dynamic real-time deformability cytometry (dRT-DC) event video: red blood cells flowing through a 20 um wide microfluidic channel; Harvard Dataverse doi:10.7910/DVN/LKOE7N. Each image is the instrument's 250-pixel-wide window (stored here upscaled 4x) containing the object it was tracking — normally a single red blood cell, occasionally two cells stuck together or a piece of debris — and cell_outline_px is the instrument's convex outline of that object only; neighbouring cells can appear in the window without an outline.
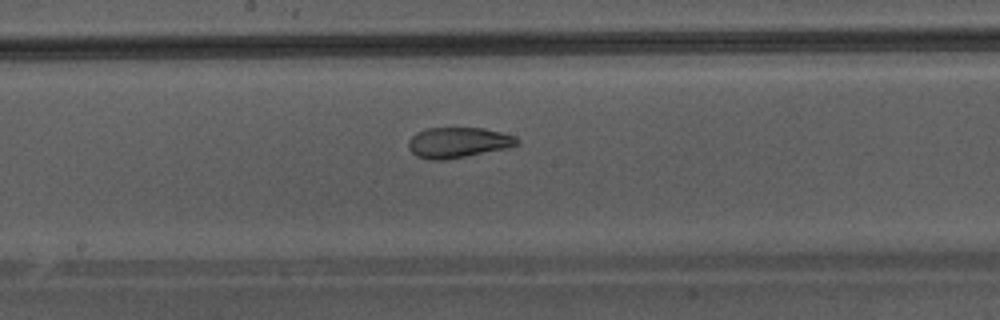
{"species": "Egyptian fruit bat (a non-hibernating species)", "species_latin": "Rousettus aegyptiacus", "temperature_condition": "warm", "stored_images_in_passage": 38, "camera_frame_rate_fps": 3000, "um_per_image_px": 0.085, "animal": {"sex": "male"}, "frame": {"image": 1, "passage_image": 17, "time_ms": 5.333, "image_size_px": [1000, 320], "cell_outline_px": [[520, 144], [508, 148], [448, 160], [428, 160], [416, 156], [408, 148], [408, 140], [416, 132], [428, 128], [484, 128], [516, 136], [520, 140]], "centroid_in_image_um": [38.95, 12.12], "position_along_channel_um": 209.3, "area_um2": 19.59}}